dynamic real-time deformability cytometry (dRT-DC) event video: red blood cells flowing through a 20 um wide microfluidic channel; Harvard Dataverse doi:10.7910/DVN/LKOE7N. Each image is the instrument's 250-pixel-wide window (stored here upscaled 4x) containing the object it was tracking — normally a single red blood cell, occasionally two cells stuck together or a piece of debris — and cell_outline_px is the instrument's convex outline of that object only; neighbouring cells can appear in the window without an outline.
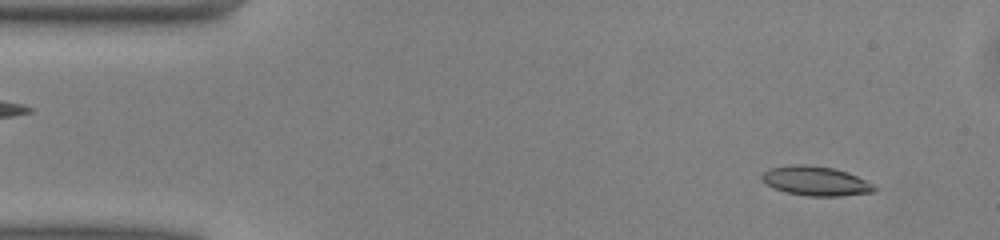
{"species": "common noctule bat (a hibernating species)", "species_latin": "Nyctalus noctula", "temperature_condition": "warm", "stored_images_in_passage": 47, "camera_frame_rate_fps": 3000, "um_per_image_px": 0.085, "animal": {"sex": "male", "body_mass_g": 13.0, "forearm_length_mm": 53.1}, "frame": {"image": 1, "passage_image": 2, "time_ms": 0.333, "image_size_px": [1000, 240], "cell_outline_px": [[880, 188], [876, 192], [840, 196], [808, 196], [788, 192], [772, 188], [760, 176], [768, 168], [792, 164], [804, 164], [832, 168], [848, 172]], "centroid_in_image_um": [69.36, 15.38], "position_along_channel_um": 15.6, "area_um2": 19.25}}
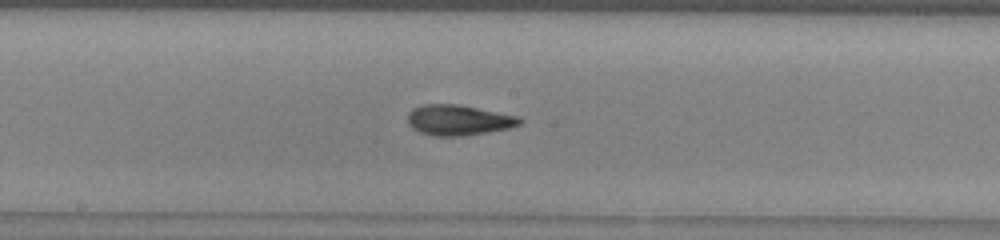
{"frame": {"image": 2, "passage_image": 23, "time_ms": 7.333, "image_size_px": [1000, 240], "cell_outline_px": [[524, 120], [520, 124], [508, 128], [488, 132], [464, 136], [432, 136], [420, 132], [412, 128], [408, 124], [408, 112], [412, 108], [420, 104], [460, 104], [520, 116]], "centroid_in_image_um": [38.97, 10.2], "position_along_channel_um": 209.2, "area_um2": 20.23}}
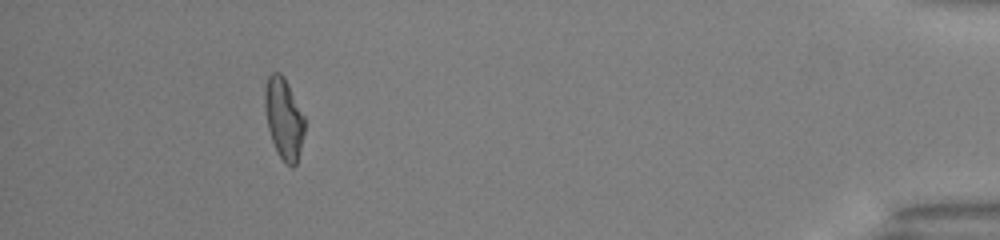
{"frame": {"image": 3, "passage_image": 43, "time_ms": 14.0, "image_size_px": [1000, 240], "cell_outline_px": [[304, 132], [296, 164], [292, 168], [280, 156], [272, 140], [268, 128], [264, 108], [264, 88], [268, 76], [272, 72], [280, 72], [284, 76], [304, 116]], "centroid_in_image_um": [24.1, 10.01], "position_along_channel_um": 411.1, "area_um2": 18.55}, "authors_computed_cell_mechanics": {"area_um2": 19.0162, "velocity_mm_per_s": 4.0782, "shape_relaxation_time_tau1_ms": 7.5797, "shape_relaxation_time_tau2_ms": 2.1093, "deformation_change_tau1": 0.2073, "deformation_change_tau2": 0.1097}}